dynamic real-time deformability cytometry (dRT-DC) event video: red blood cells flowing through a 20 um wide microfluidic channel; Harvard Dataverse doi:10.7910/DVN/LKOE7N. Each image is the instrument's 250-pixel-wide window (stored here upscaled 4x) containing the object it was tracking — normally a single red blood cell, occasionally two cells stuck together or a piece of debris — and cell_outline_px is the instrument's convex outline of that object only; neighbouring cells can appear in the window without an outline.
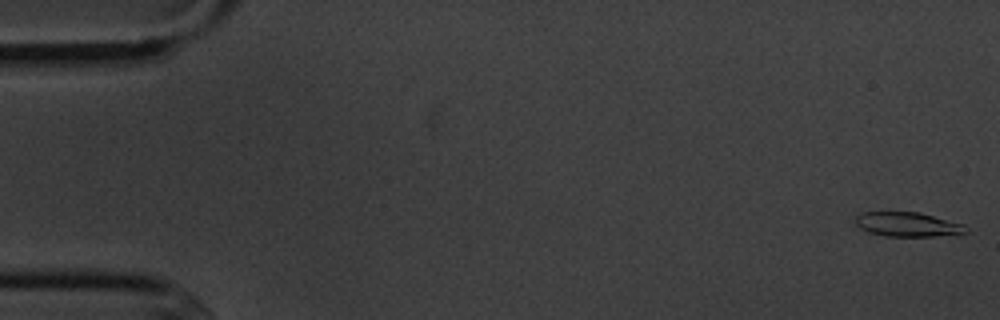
{"species": "common noctule bat (a hibernating species)", "species_latin": "Nyctalus noctula", "temperature_condition": "cold", "stored_images_in_passage": 6, "camera_frame_rate_fps": 3000, "um_per_image_px": 0.085, "animal": {"sex": "male", "body_mass_g": 20.1, "forearm_length_mm": 53.5}, "frame": {"image": 1, "passage_image": 1, "time_ms": 0.0, "image_size_px": [1000, 320], "cell_outline_px": [[968, 232], [932, 236], [884, 236], [868, 232], [860, 228], [856, 224], [856, 216], [860, 212], [920, 212], [964, 224], [968, 228]], "centroid_in_image_um": [77.13, 19.07], "position_along_channel_um": 7.9, "area_um2": 15.66}}
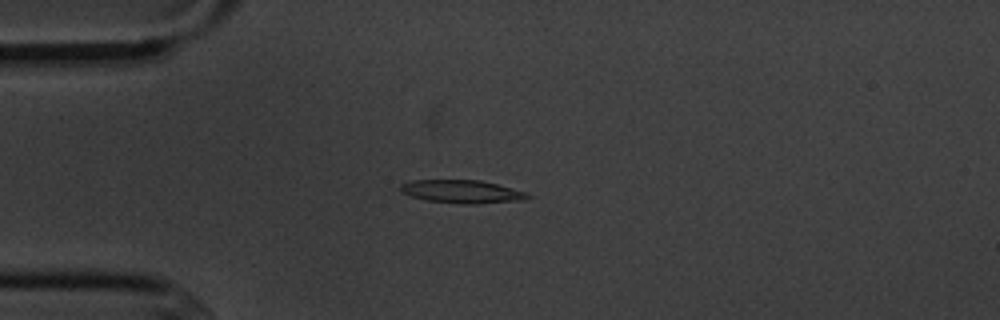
{"frame": {"image": 2, "passage_image": 5, "time_ms": 4.333, "image_size_px": [1000, 320], "cell_outline_px": [[532, 196], [524, 200], [476, 204], [460, 204], [428, 200], [412, 196], [400, 192], [400, 184], [412, 180], [480, 180], [528, 192]], "centroid_in_image_um": [39.29, 16.28], "position_along_channel_um": 45.7, "area_um2": 17.17}}
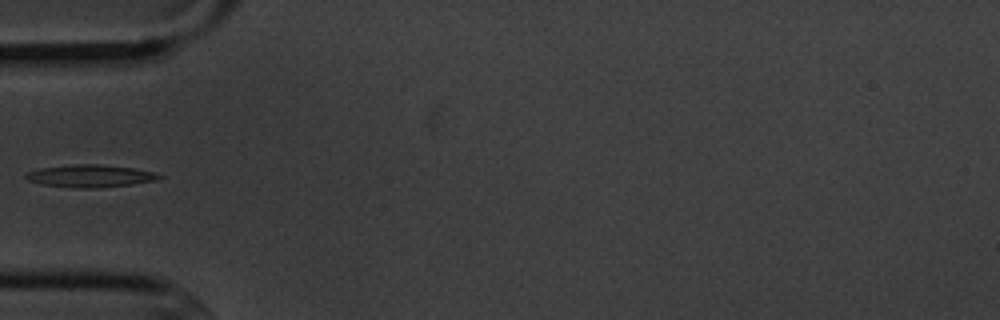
{"frame": {"image": 3, "passage_image": 6, "time_ms": 5.667, "image_size_px": [1000, 320], "cell_outline_px": [[164, 176], [156, 180], [132, 184], [96, 188], [72, 188], [44, 184], [28, 180], [24, 176], [28, 172], [40, 168], [72, 164], [100, 164], [132, 168], [152, 172]], "centroid_in_image_um": [7.66, 14.95], "position_along_channel_um": 77.3, "area_um2": 17.28}}